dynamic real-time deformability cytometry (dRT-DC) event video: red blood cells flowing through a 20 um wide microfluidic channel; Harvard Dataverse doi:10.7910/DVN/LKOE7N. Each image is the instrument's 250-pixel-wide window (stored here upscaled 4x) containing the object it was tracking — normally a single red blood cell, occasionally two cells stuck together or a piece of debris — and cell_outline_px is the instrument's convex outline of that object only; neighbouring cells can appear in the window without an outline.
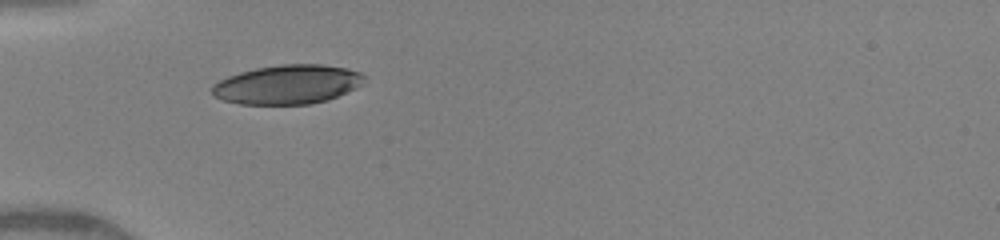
{"species": "human", "species_latin": "Homo sapiens", "temperature_condition": "warm", "stored_images_in_passage": 52, "camera_frame_rate_fps": 3000, "um_per_image_px": 0.085, "donor": {"sex": "female"}, "frame": {"image": 1, "passage_image": 1, "time_ms": 0.0, "image_size_px": [1000, 240], "cell_outline_px": [[364, 76], [360, 84], [356, 88], [328, 100], [312, 104], [240, 104], [224, 100], [212, 96], [212, 84], [228, 76], [240, 72], [256, 68], [280, 64], [324, 64], [344, 68], [360, 72]], "centroid_in_image_um": [24.41, 7.18], "position_along_channel_um": 60.6, "area_um2": 34.68}}
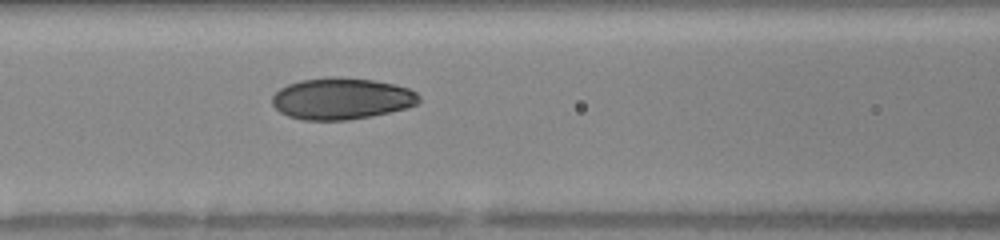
{"frame": {"image": 2, "passage_image": 10, "time_ms": 2.0, "image_size_px": [1000, 240], "cell_outline_px": [[420, 104], [408, 108], [372, 116], [348, 120], [304, 120], [288, 116], [280, 112], [272, 104], [272, 96], [280, 88], [288, 84], [300, 80], [328, 76], [336, 76], [372, 80], [396, 84], [408, 88], [416, 92], [420, 96]], "centroid_in_image_um": [29.06, 8.38], "position_along_channel_um": 137.5, "area_um2": 35.95}}
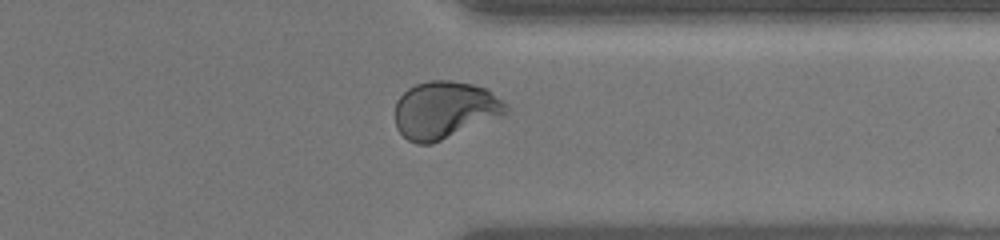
{"frame": {"image": 3, "passage_image": 35, "time_ms": 7.667, "image_size_px": [1000, 240], "cell_outline_px": [[508, 108], [504, 116], [432, 144], [416, 144], [408, 140], [396, 128], [396, 100], [408, 88], [416, 84], [428, 80], [452, 80], [472, 84], [484, 88], [508, 104]], "centroid_in_image_um": [37.81, 9.35], "position_along_channel_um": 373.6, "area_um2": 37.28}, "authors_computed_cell_mechanics": {"area_um2": 36.0094, "velocity_mm_per_s": 4.1718, "shape_relaxation_time_tau1_ms": 5.9793, "shape_relaxation_time_tau2_ms": 0.9117, "deformation_change_tau1": 0.2159, "deformation_change_tau2": 0.0497}}